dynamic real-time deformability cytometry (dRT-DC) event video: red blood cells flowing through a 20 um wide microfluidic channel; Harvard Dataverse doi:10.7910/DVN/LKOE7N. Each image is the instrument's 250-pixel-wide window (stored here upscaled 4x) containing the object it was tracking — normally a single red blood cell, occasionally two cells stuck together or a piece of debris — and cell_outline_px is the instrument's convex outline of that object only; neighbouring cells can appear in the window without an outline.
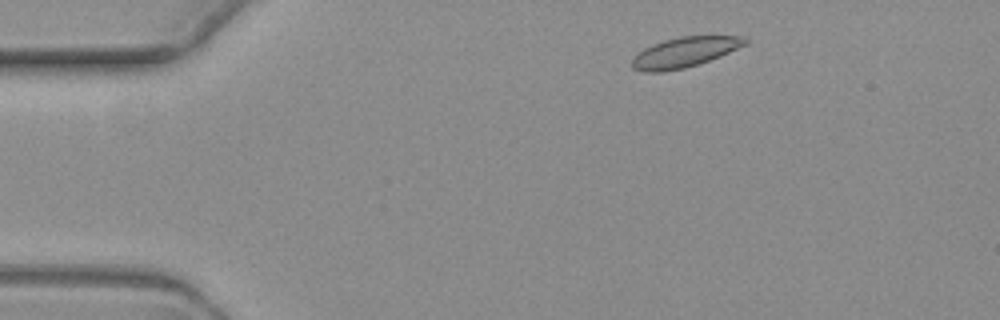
{"species": "common noctule bat (a hibernating species)", "species_latin": "Nyctalus noctula", "temperature_condition": "warm", "stored_images_in_passage": 4, "segment_of_instrument_passage": [2, 2], "camera_frame_rate_fps": 3000, "um_per_image_px": 0.085, "animal": {"sex": "female", "body_mass_g": 19.3, "forearm_length_mm": 54.1}, "frame": {"image": 1, "passage_image": 4, "time_ms": 5.0, "image_size_px": [1000, 320], "cell_outline_px": [[748, 44], [720, 56], [684, 68], [660, 72], [640, 72], [632, 68], [632, 60], [644, 48], [652, 44], [664, 40], [680, 36], [740, 36], [748, 40]], "centroid_in_image_um": [58.18, 4.44], "position_along_channel_um": 26.8, "area_um2": 19.65}}